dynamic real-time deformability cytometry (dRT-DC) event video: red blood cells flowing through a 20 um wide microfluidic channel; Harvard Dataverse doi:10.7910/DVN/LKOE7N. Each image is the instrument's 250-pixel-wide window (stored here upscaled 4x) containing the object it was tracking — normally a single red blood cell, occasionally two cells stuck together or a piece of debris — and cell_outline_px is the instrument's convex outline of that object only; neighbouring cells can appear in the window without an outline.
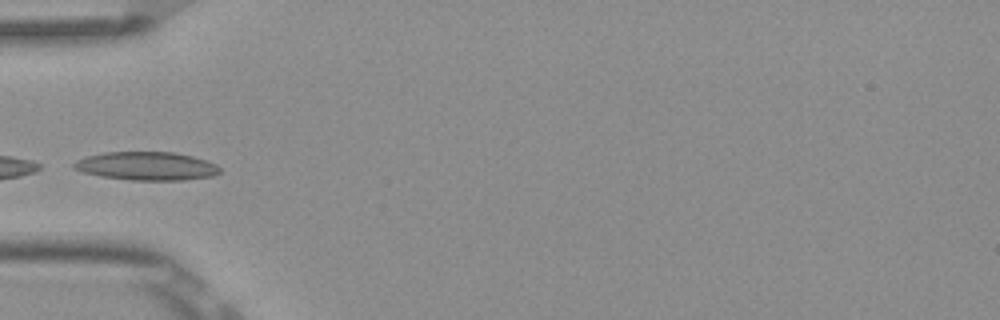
{"species": "Egyptian fruit bat (a non-hibernating species)", "species_latin": "Rousettus aegyptiacus", "temperature_condition": "room temperature", "stored_images_in_passage": 6, "camera_frame_rate_fps": 3000, "um_per_image_px": 0.085, "frame": {"image": 1, "passage_image": 5, "time_ms": 1.333, "image_size_px": [1000, 320], "cell_outline_px": [[220, 172], [212, 176], [184, 180], [132, 180], [100, 176], [84, 172], [72, 168], [72, 164], [76, 160], [84, 156], [104, 152], [176, 152], [208, 160], [216, 164], [220, 168]], "centroid_in_image_um": [12.45, 14.1], "position_along_channel_um": 72.6, "area_um2": 24.33}}
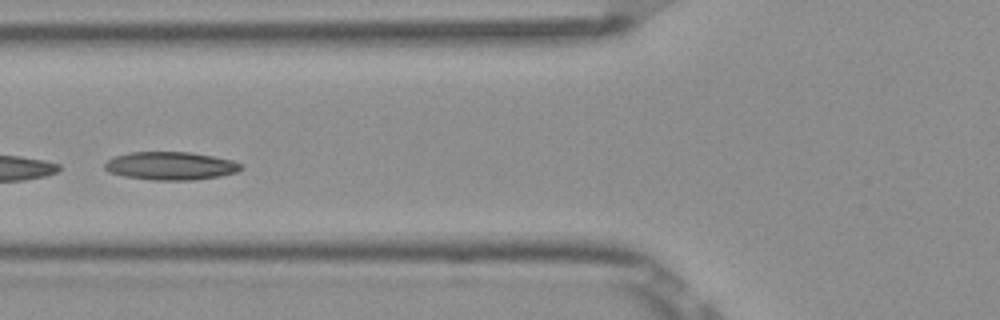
{"frame": {"image": 2, "passage_image": 6, "time_ms": 1.667, "image_size_px": [1000, 320], "cell_outline_px": [[244, 168], [236, 172], [220, 176], [196, 180], [152, 180], [124, 176], [108, 172], [104, 168], [104, 164], [108, 160], [116, 156], [132, 152], [192, 152], [232, 160], [244, 164]], "centroid_in_image_um": [14.54, 14.1], "position_along_channel_um": 111.3, "area_um2": 22.43}}